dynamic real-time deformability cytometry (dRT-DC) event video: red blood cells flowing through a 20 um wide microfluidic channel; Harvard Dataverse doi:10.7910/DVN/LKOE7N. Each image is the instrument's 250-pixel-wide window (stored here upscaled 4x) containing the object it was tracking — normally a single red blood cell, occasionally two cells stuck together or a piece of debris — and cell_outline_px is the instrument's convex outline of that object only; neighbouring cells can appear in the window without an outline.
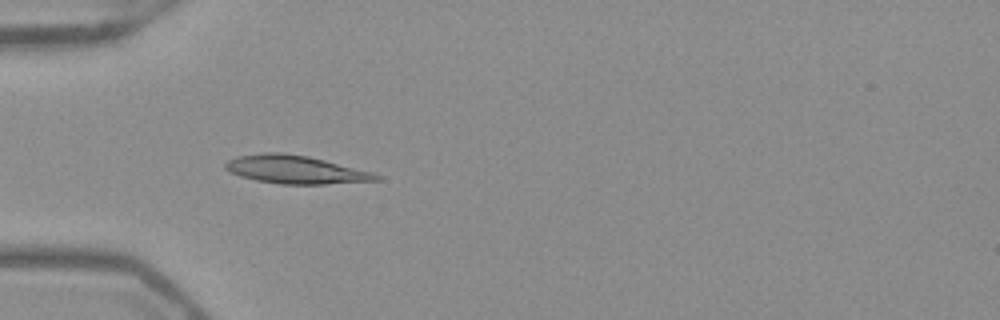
{"species": "Egyptian fruit bat (a non-hibernating species)", "species_latin": "Rousettus aegyptiacus", "temperature_condition": "warm", "stored_images_in_passage": 34, "camera_frame_rate_fps": 3000, "um_per_image_px": 0.085, "frame": {"image": 1, "passage_image": 2, "time_ms": 0.333, "image_size_px": [1000, 320], "cell_outline_px": [[380, 180], [324, 184], [280, 184], [256, 180], [240, 176], [228, 172], [224, 168], [224, 164], [228, 160], [236, 156], [264, 152], [284, 152], [308, 156], [372, 172], [380, 176]], "centroid_in_image_um": [25.05, 14.41], "position_along_channel_um": 60.0, "area_um2": 24.74}}
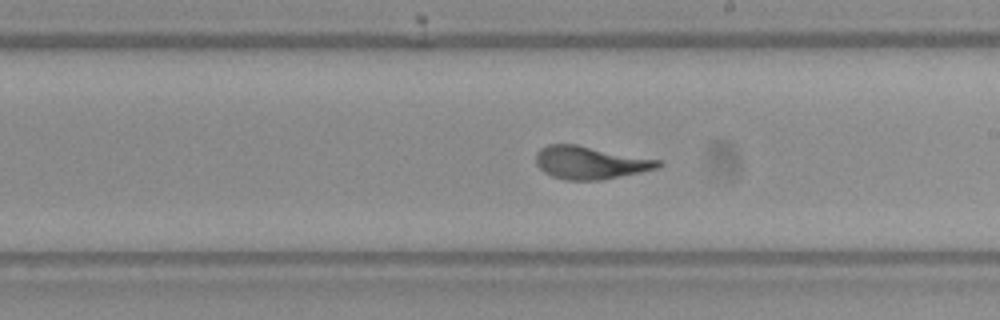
{"frame": {"image": 2, "passage_image": 16, "time_ms": 5.0, "image_size_px": [1000, 320], "cell_outline_px": [[664, 164], [660, 168], [600, 180], [564, 180], [552, 176], [544, 172], [536, 164], [536, 152], [540, 148], [548, 144], [576, 144], [664, 160]], "centroid_in_image_um": [50.21, 13.81], "position_along_channel_um": 238.8, "area_um2": 23.7}}
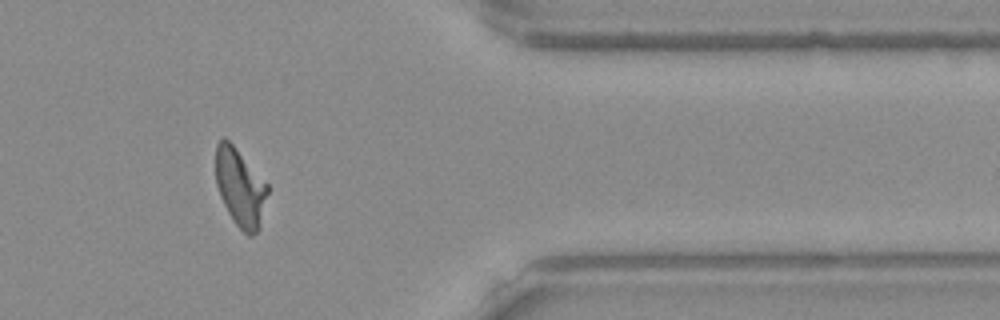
{"frame": {"image": 3, "passage_image": 29, "time_ms": 9.333, "image_size_px": [1000, 320], "cell_outline_px": [[268, 192], [260, 228], [252, 236], [248, 236], [236, 224], [228, 212], [220, 196], [216, 184], [216, 144], [224, 136], [232, 144], [268, 184]], "centroid_in_image_um": [20.42, 15.95], "position_along_channel_um": 391.0, "area_um2": 23.35}, "authors_computed_cell_mechanics": {"area_um2": 23.3512, "velocity_mm_per_s": 3.9306, "shape_relaxation_time_tau1_ms": 4.337, "shape_relaxation_time_tau2_ms": null, "deformation_change_tau1": 0.1718, "deformation_change_tau2": null}}